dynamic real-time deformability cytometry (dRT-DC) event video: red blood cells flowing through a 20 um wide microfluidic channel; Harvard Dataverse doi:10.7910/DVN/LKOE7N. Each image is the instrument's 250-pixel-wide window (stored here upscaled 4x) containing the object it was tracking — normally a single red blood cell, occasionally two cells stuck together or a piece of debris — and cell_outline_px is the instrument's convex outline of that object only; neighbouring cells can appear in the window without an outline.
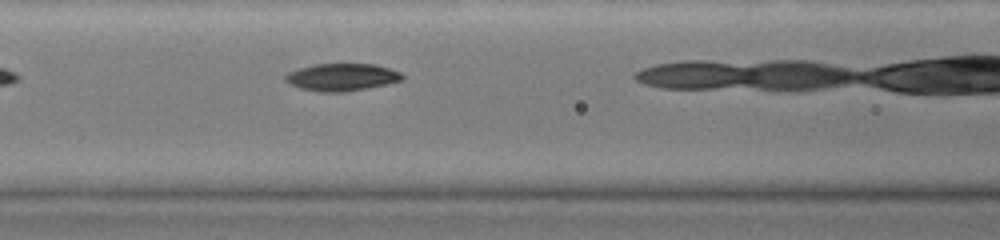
{"species": "common noctule bat (a hibernating species)", "species_latin": "Nyctalus noctula", "temperature_condition": "warm", "stored_images_in_passage": 6, "camera_frame_rate_fps": 3000, "um_per_image_px": 0.085, "animal": {"sex": "female", "body_mass_g": 19.0, "forearm_length_mm": 51.5}, "frame": {"image": 1, "passage_image": 5, "time_ms": 1.333, "image_size_px": [1000, 240], "cell_outline_px": [[404, 80], [388, 84], [344, 92], [320, 92], [300, 88], [284, 80], [284, 76], [288, 72], [300, 68], [316, 64], [376, 64], [400, 72], [404, 76]], "centroid_in_image_um": [29.08, 6.56], "position_along_channel_um": 137.5, "area_um2": 18.61}}